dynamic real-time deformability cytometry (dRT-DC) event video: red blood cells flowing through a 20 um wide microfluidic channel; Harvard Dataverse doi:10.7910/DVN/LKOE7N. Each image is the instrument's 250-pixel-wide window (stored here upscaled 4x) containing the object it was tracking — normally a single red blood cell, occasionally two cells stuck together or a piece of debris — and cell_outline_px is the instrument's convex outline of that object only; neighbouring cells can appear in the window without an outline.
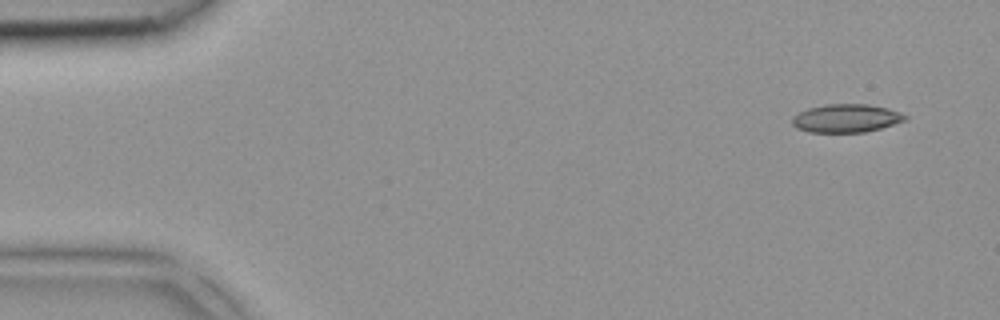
{"species": "common noctule bat (a hibernating species)", "species_latin": "Nyctalus noctula", "temperature_condition": "room temperature", "stored_images_in_passage": 4, "camera_frame_rate_fps": 3000, "um_per_image_px": 0.085, "animal": {"sex": "female", "body_mass_g": 18.4}, "frame": {"image": 1, "passage_image": 1, "time_ms": 0.0, "image_size_px": [1000, 320], "cell_outline_px": [[908, 120], [880, 128], [864, 132], [808, 132], [796, 128], [792, 124], [792, 116], [808, 108], [824, 104], [868, 104], [888, 108], [900, 112], [908, 116]], "centroid_in_image_um": [71.93, 10.05], "position_along_channel_um": 13.1, "area_um2": 18.73}}
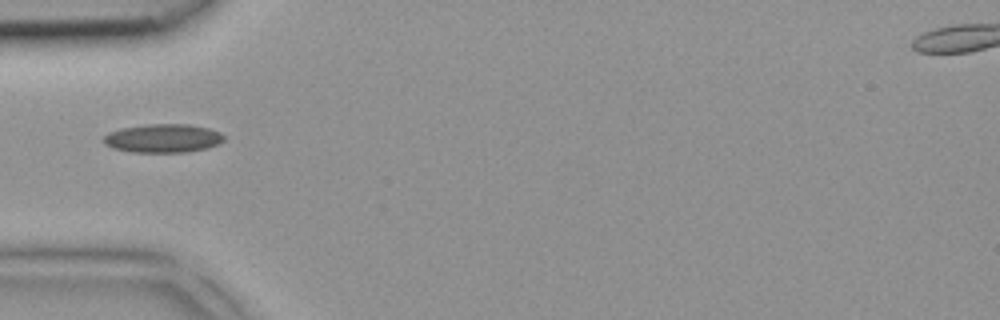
{"frame": {"image": 2, "passage_image": 4, "time_ms": 1.0, "image_size_px": [1000, 320], "cell_outline_px": [[224, 140], [216, 144], [204, 148], [184, 152], [132, 152], [112, 148], [104, 144], [104, 136], [108, 132], [120, 128], [148, 124], [188, 124], [208, 128], [220, 132], [224, 136]], "centroid_in_image_um": [13.81, 11.74], "position_along_channel_um": 71.2, "area_um2": 19.94}}